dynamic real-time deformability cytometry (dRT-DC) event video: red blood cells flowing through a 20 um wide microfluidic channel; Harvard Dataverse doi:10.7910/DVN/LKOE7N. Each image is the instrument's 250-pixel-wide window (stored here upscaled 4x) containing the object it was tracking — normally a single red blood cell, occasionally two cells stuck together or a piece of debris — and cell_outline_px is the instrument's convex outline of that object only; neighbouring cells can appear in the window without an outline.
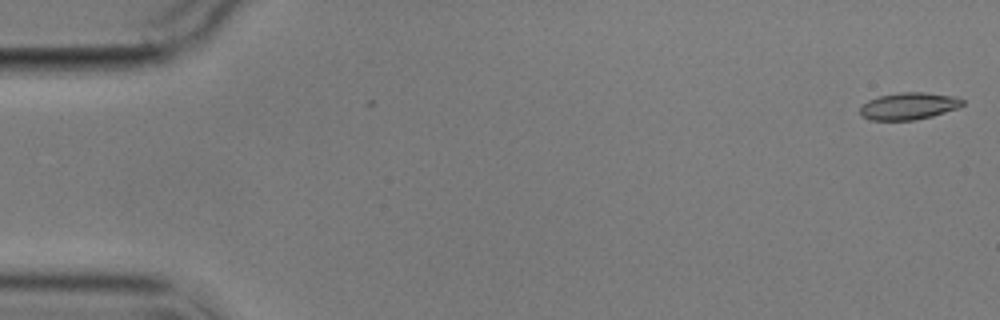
{"species": "common noctule bat (a hibernating species)", "species_latin": "Nyctalus noctula", "temperature_condition": "cold", "stored_images_in_passage": 7, "camera_frame_rate_fps": 3000, "um_per_image_px": 0.085, "animal": {"sex": "male", "body_mass_g": 17.9}, "frame": {"image": 1, "passage_image": 1, "time_ms": 0.0, "image_size_px": [1000, 320], "cell_outline_px": [[964, 104], [956, 108], [932, 116], [916, 120], [868, 120], [860, 116], [860, 108], [868, 100], [880, 96], [900, 92], [924, 92], [956, 96], [964, 100]], "centroid_in_image_um": [77.23, 9.01], "position_along_channel_um": 7.8, "area_um2": 16.18}}
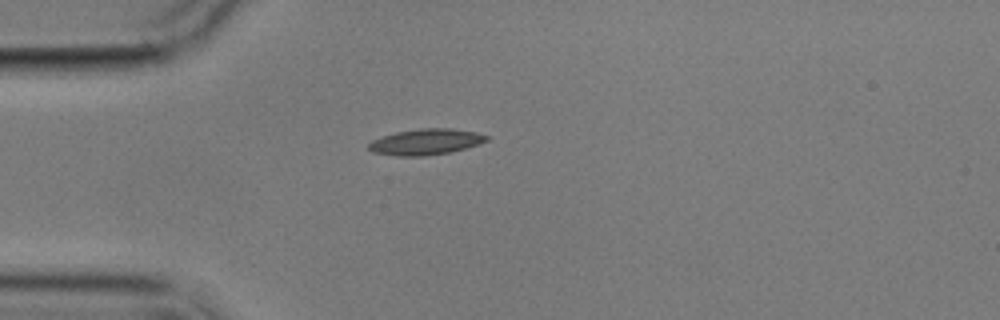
{"frame": {"image": 2, "passage_image": 5, "time_ms": 4.667, "image_size_px": [1000, 320], "cell_outline_px": [[488, 140], [480, 144], [452, 152], [424, 156], [400, 156], [372, 152], [368, 148], [368, 144], [372, 140], [396, 132], [420, 128], [452, 128], [476, 132], [488, 136]], "centroid_in_image_um": [36.22, 12.06], "position_along_channel_um": 48.8, "area_um2": 17.86}}
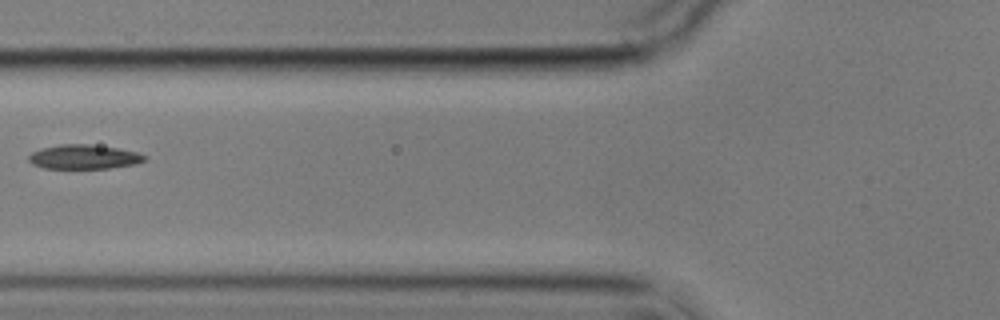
{"frame": {"image": 3, "passage_image": 7, "time_ms": 7.0, "image_size_px": [1000, 320], "cell_outline_px": [[148, 156], [144, 160], [136, 164], [108, 168], [44, 168], [32, 164], [28, 160], [28, 156], [32, 152], [44, 148], [60, 144], [88, 144], [116, 148], [136, 152]], "centroid_in_image_um": [7.12, 13.34], "position_along_channel_um": 118.7, "area_um2": 16.24}}